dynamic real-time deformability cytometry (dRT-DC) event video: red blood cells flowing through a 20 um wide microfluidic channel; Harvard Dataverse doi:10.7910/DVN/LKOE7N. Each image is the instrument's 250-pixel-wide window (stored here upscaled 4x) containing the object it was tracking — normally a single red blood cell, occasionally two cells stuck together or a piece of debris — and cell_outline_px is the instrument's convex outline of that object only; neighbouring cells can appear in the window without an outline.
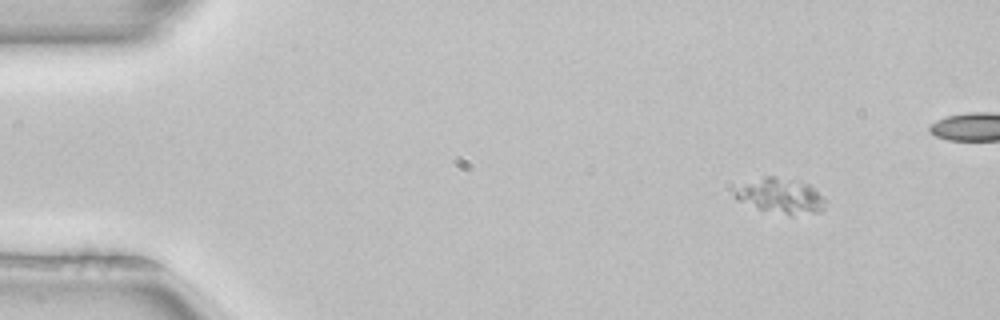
{"species": "common noctule bat (a hibernating species)", "species_latin": "Nyctalus noctula", "temperature_condition": "room temperature", "stored_images_in_passage": 48, "segment_of_instrument_passage": [1, 2], "camera_frame_rate_fps": 3000, "um_per_image_px": 0.085, "animal": {"sex": "female", "body_mass_g": 22.7, "forearm_length_mm": 54.2}, "frame": {"image": 1, "passage_image": 1, "time_ms": 0.0, "image_size_px": [1000, 320], "cell_outline_px": [[824, 208], [820, 212], [792, 216], [788, 216], [760, 208], [736, 200], [736, 192], [748, 184], [764, 176], [776, 176], [800, 180], [812, 184], [824, 200]], "centroid_in_image_um": [66.48, 16.66], "position_along_channel_um": 18.5, "area_um2": 18.21}}
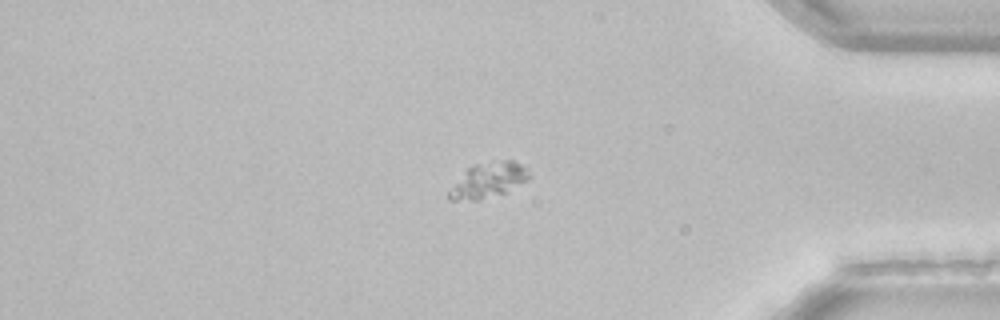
{"frame": {"image": 2, "passage_image": 39, "time_ms": 12.667, "image_size_px": [1000, 320], "cell_outline_px": [[532, 176], [528, 180], [508, 192], [480, 200], [448, 200], [448, 192], [468, 168], [476, 164], [504, 160], [512, 160], [520, 164]], "centroid_in_image_um": [41.54, 15.34], "position_along_channel_um": 393.7, "area_um2": 16.18}}
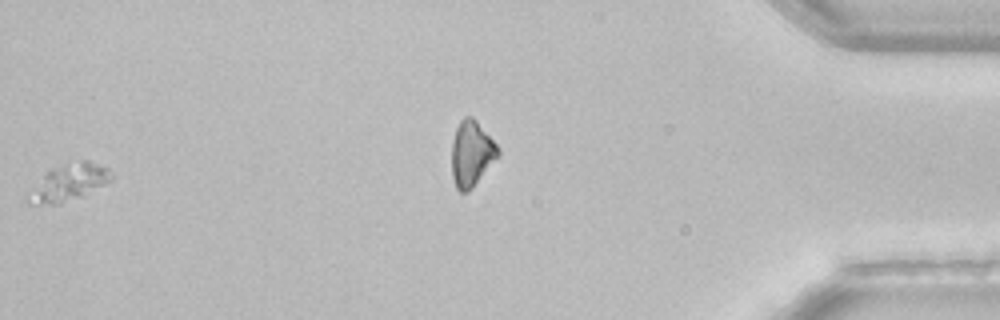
{"frame": {"image": 3, "passage_image": 47, "time_ms": 15.333, "image_size_px": [1000, 320], "cell_outline_px": [[112, 180], [84, 196], [60, 204], [28, 204], [28, 200], [44, 176], [48, 172], [80, 160], [88, 160], [108, 168], [112, 176]], "centroid_in_image_um": [5.97, 15.54], "position_along_channel_um": 429.2, "area_um2": 16.82}}